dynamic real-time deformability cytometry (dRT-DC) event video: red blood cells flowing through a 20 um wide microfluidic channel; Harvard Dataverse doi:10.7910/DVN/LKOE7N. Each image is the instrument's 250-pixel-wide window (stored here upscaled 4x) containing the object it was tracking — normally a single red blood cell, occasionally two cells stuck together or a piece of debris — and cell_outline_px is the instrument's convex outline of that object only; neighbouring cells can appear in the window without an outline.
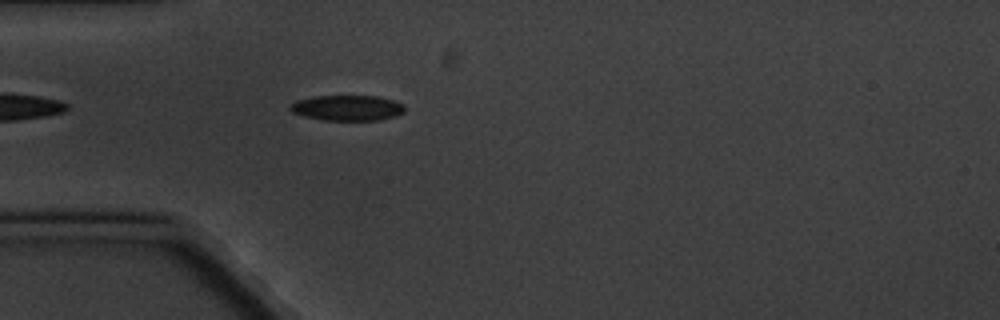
{"species": "common noctule bat (a hibernating species)", "species_latin": "Nyctalus noctula", "temperature_condition": "cold", "stored_images_in_passage": 1, "camera_frame_rate_fps": 3000, "um_per_image_px": 0.085, "animal": {"sex": "male", "body_mass_g": 20.1, "forearm_length_mm": 53.5}, "frame": {"image": 1, "passage_image": 1, "time_ms": 0.0, "image_size_px": [1000, 320], "cell_outline_px": [[404, 112], [396, 116], [380, 120], [324, 120], [304, 116], [292, 112], [288, 108], [296, 100], [316, 96], [376, 96], [392, 100], [404, 104]], "centroid_in_image_um": [29.53, 9.17], "position_along_channel_um": 55.5, "area_um2": 16.94}}